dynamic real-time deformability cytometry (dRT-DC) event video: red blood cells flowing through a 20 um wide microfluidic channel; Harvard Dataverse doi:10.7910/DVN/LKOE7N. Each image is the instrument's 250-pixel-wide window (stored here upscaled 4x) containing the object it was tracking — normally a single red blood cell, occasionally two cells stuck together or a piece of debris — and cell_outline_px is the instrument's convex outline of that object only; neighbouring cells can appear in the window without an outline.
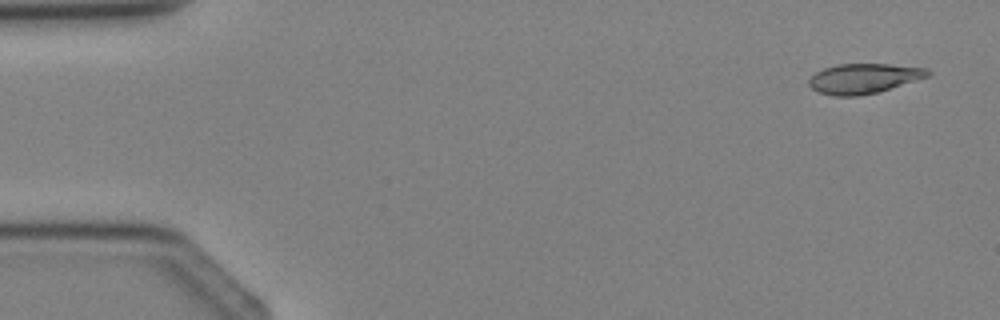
{"species": "Egyptian fruit bat (a non-hibernating species)", "species_latin": "Rousettus aegyptiacus", "temperature_condition": "cold", "stored_images_in_passage": 4, "camera_frame_rate_fps": 3000, "um_per_image_px": 0.085, "animal": {"sex": "female"}, "frame": {"image": 1, "passage_image": 1, "time_ms": 0.0, "image_size_px": [1000, 320], "cell_outline_px": [[932, 72], [928, 76], [876, 92], [860, 96], [836, 96], [820, 92], [812, 88], [808, 84], [808, 80], [816, 72], [824, 68], [836, 64], [888, 64], [928, 68]], "centroid_in_image_um": [73.4, 6.66], "position_along_channel_um": 11.6, "area_um2": 20.46}}
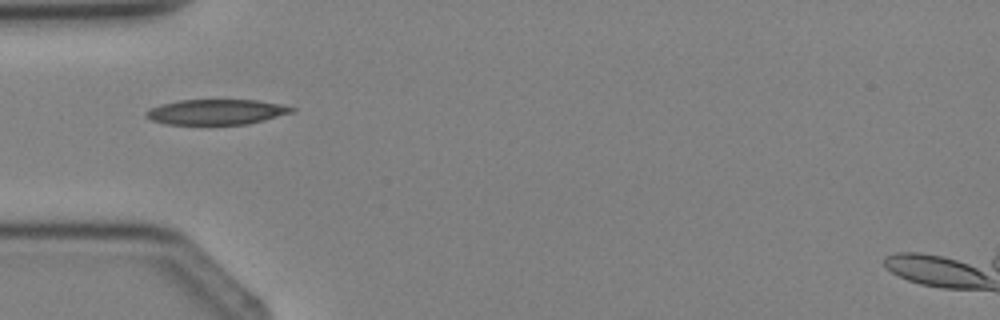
{"frame": {"image": 2, "passage_image": 4, "time_ms": 3.333, "image_size_px": [1000, 320], "cell_outline_px": [[296, 108], [292, 112], [264, 120], [248, 124], [164, 124], [152, 120], [144, 116], [144, 112], [160, 104], [180, 100], [256, 100], [280, 104]], "centroid_in_image_um": [18.35, 9.51], "position_along_channel_um": 66.6, "area_um2": 21.33}}